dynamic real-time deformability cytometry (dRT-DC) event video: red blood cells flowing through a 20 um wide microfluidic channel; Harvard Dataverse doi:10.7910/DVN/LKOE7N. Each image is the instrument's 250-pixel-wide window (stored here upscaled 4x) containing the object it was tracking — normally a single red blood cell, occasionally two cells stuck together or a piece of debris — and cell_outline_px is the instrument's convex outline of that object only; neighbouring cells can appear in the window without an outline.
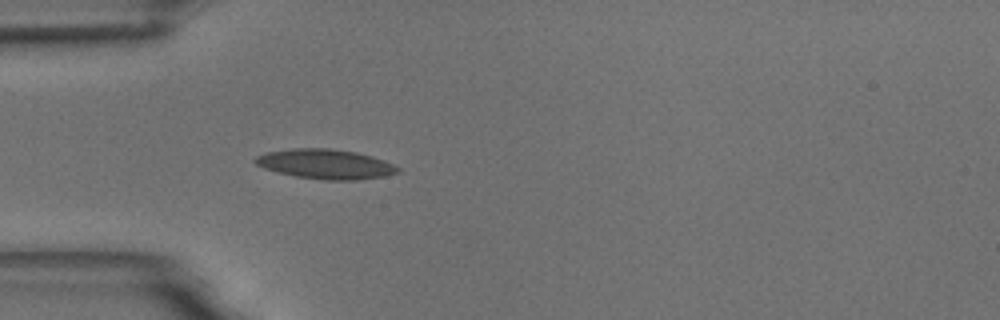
{"species": "common noctule bat (a hibernating species)", "species_latin": "Nyctalus noctula", "temperature_condition": "room temperature", "stored_images_in_passage": 16, "camera_frame_rate_fps": 3000, "um_per_image_px": 0.085, "animal": {"sex": "male", "body_mass_g": 18.8}, "frame": {"image": 1, "passage_image": 5, "time_ms": 1.333, "image_size_px": [1000, 320], "cell_outline_px": [[400, 172], [384, 176], [356, 180], [324, 180], [296, 176], [276, 172], [264, 168], [256, 164], [252, 160], [256, 156], [268, 152], [292, 148], [332, 148], [356, 152], [372, 156], [384, 160], [400, 168]], "centroid_in_image_um": [27.66, 13.94], "position_along_channel_um": 57.3, "area_um2": 24.74}}